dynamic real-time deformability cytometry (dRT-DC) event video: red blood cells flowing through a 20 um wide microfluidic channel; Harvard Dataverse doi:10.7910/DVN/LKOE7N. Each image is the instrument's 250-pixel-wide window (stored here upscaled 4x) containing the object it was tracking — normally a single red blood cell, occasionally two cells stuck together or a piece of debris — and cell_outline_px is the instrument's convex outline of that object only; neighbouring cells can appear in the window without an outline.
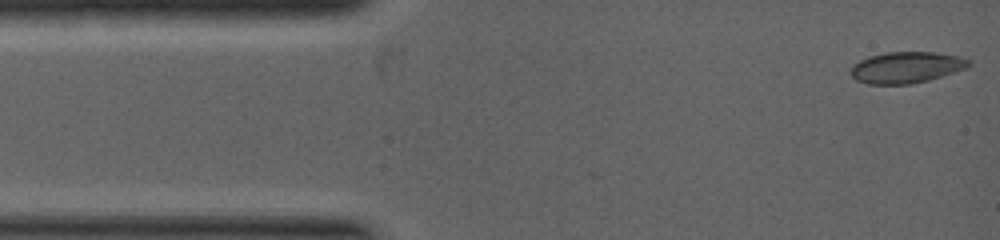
{"species": "common noctule bat (a hibernating species)", "species_latin": "Nyctalus noctula", "temperature_condition": "warm", "stored_images_in_passage": 5, "camera_frame_rate_fps": 5000, "um_per_image_px": 0.085, "animal": {"sex": "female", "body_mass_g": 19.0, "forearm_length_mm": 53.3}, "frame": {"image": 1, "passage_image": 1, "time_ms": 0.0, "image_size_px": [1000, 240], "cell_outline_px": [[972, 64], [968, 68], [928, 80], [912, 84], [868, 84], [856, 80], [852, 76], [848, 68], [852, 64], [868, 56], [884, 52], [936, 52], [956, 56], [972, 60]], "centroid_in_image_um": [77.02, 5.72], "position_along_channel_um": 8.0, "area_um2": 21.79}}
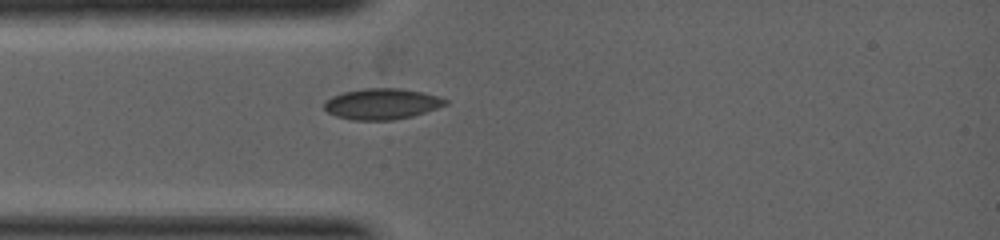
{"frame": {"image": 2, "passage_image": 5, "time_ms": 1.6, "image_size_px": [1000, 240], "cell_outline_px": [[448, 104], [412, 116], [392, 120], [352, 120], [336, 116], [328, 112], [324, 108], [324, 100], [332, 96], [344, 92], [364, 88], [400, 88], [424, 92], [448, 100]], "centroid_in_image_um": [32.43, 8.83], "position_along_channel_um": 52.6, "area_um2": 21.79}}